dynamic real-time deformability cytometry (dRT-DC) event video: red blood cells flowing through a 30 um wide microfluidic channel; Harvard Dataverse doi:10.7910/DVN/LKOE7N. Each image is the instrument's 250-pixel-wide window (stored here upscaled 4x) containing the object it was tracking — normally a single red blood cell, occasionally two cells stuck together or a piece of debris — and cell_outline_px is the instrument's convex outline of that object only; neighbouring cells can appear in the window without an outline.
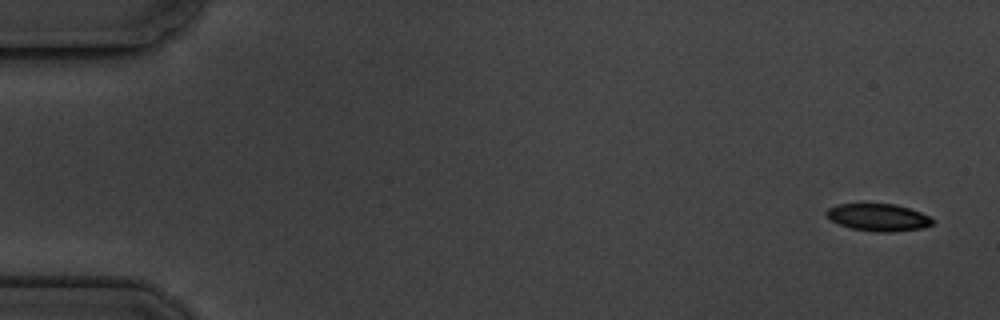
{"species": "common noctule bat (a hibernating species)", "species_latin": "Nyctalus noctula", "temperature_condition": "cold", "stored_images_in_passage": 17, "camera_frame_rate_fps": 3000, "um_per_image_px": 0.085, "animal": {"sex": "male", "body_mass_g": 19.5, "forearm_length_mm": 54.6}, "frame": {"image": 1, "passage_image": 1, "time_ms": 0.0, "image_size_px": [1000, 320], "cell_outline_px": [[936, 220], [932, 224], [924, 228], [896, 232], [876, 232], [852, 228], [840, 224], [832, 220], [824, 212], [828, 208], [836, 204], [896, 204], [920, 212]], "centroid_in_image_um": [74.69, 18.48], "position_along_channel_um": 10.3, "area_um2": 16.88}}
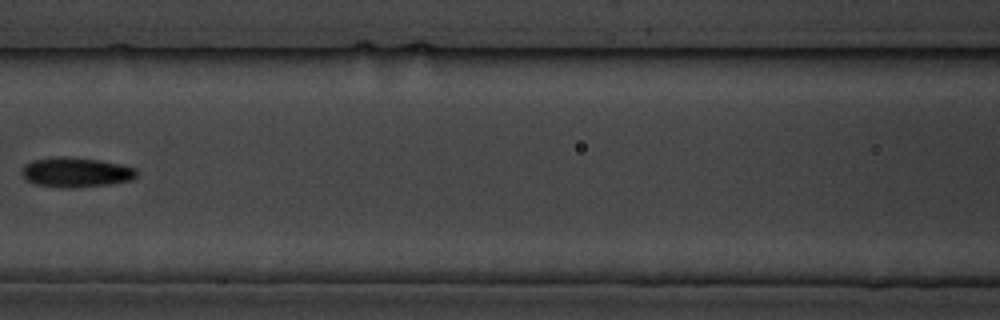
{"frame": {"image": 2, "passage_image": 8, "time_ms": 8.0, "image_size_px": [1000, 320], "cell_outline_px": [[136, 176], [132, 180], [112, 184], [72, 188], [60, 188], [36, 184], [28, 180], [20, 172], [24, 164], [32, 160], [56, 156], [64, 156], [100, 160], [120, 164], [136, 168]], "centroid_in_image_um": [6.45, 14.64], "position_along_channel_um": 160.2, "area_um2": 20.11}}
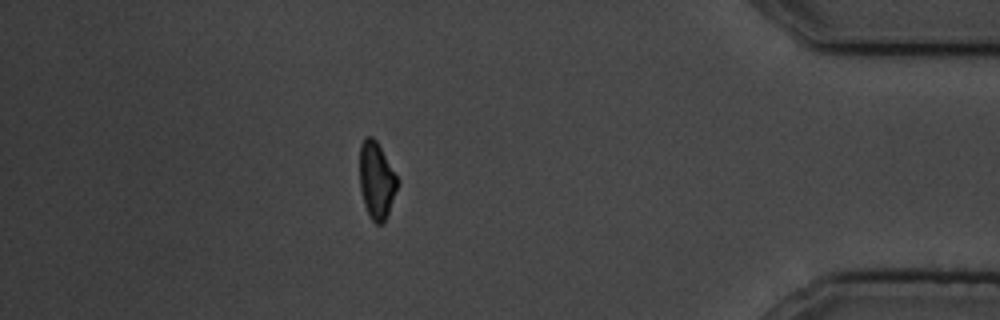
{"frame": {"image": 3, "passage_image": 15, "time_ms": 16.0, "image_size_px": [1000, 320], "cell_outline_px": [[400, 184], [388, 216], [384, 224], [376, 224], [372, 220], [364, 204], [360, 188], [360, 144], [364, 136], [372, 136], [376, 140], [396, 176]], "centroid_in_image_um": [32.02, 15.36], "position_along_channel_um": 403.2, "area_um2": 17.05}, "authors_computed_cell_mechanics": {"area_um2": 17.9758, "velocity_mm_per_s": 3.5436, "shape_relaxation_time_tau1_ms": 3.1903, "shape_relaxation_time_tau2_ms": null, "deformation_change_tau1": 0.1002, "deformation_change_tau2": null}}